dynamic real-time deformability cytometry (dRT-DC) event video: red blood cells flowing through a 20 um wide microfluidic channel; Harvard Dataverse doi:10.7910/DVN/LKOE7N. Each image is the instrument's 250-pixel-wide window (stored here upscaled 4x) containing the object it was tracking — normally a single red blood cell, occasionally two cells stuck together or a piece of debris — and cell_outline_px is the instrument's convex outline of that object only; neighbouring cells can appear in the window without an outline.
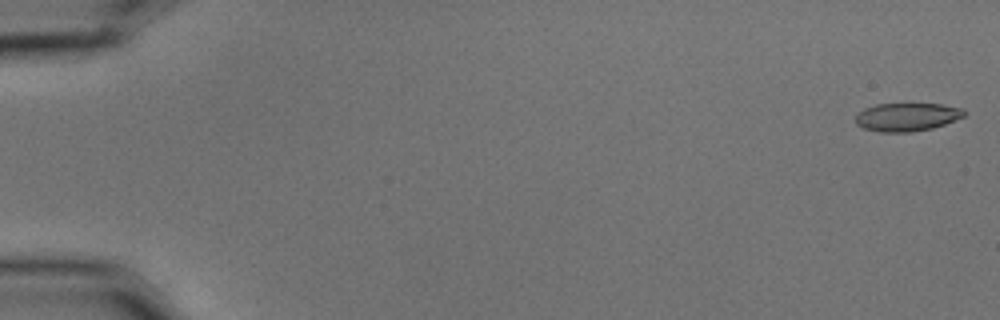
{"species": "common noctule bat (a hibernating species)", "species_latin": "Nyctalus noctula", "temperature_condition": "cold", "stored_images_in_passage": 6, "camera_frame_rate_fps": 3000, "um_per_image_px": 0.085, "animal": {"sex": "male", "body_mass_g": 15.6}, "frame": {"image": 1, "passage_image": 1, "time_ms": 0.0, "image_size_px": [1000, 320], "cell_outline_px": [[964, 116], [944, 124], [932, 128], [912, 132], [880, 132], [864, 128], [856, 124], [856, 116], [864, 108], [876, 104], [940, 104], [964, 108]], "centroid_in_image_um": [77.08, 9.94], "position_along_channel_um": 7.9, "area_um2": 17.74}}
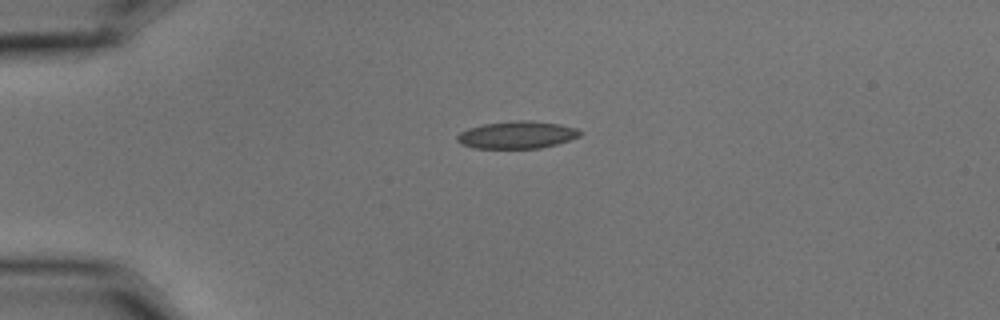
{"frame": {"image": 2, "passage_image": 4, "time_ms": 1.0, "image_size_px": [1000, 320], "cell_outline_px": [[580, 136], [556, 144], [540, 148], [476, 148], [460, 144], [456, 140], [456, 136], [460, 132], [468, 128], [484, 124], [516, 120], [528, 120], [560, 124], [576, 128], [580, 132]], "centroid_in_image_um": [43.91, 11.46], "position_along_channel_um": 41.1, "area_um2": 19.48}}
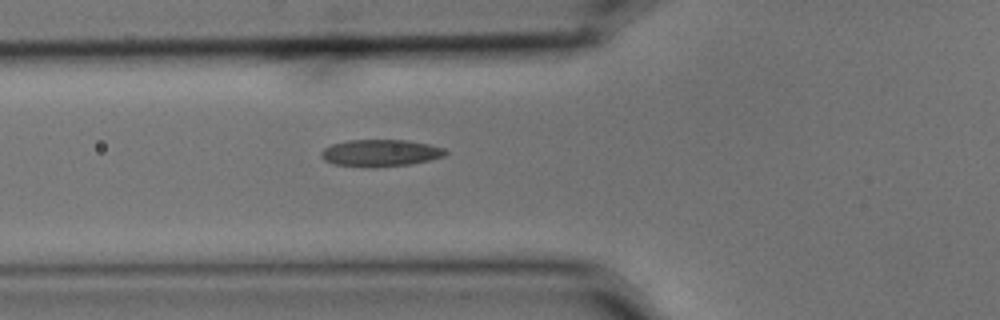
{"frame": {"image": 3, "passage_image": 6, "time_ms": 1.667, "image_size_px": [1000, 320], "cell_outline_px": [[448, 152], [444, 156], [412, 164], [376, 168], [364, 168], [332, 164], [324, 160], [320, 156], [320, 152], [324, 148], [332, 144], [348, 140], [408, 140], [428, 144], [444, 148]], "centroid_in_image_um": [32.3, 13.02], "position_along_channel_um": 93.5, "area_um2": 19.88}}